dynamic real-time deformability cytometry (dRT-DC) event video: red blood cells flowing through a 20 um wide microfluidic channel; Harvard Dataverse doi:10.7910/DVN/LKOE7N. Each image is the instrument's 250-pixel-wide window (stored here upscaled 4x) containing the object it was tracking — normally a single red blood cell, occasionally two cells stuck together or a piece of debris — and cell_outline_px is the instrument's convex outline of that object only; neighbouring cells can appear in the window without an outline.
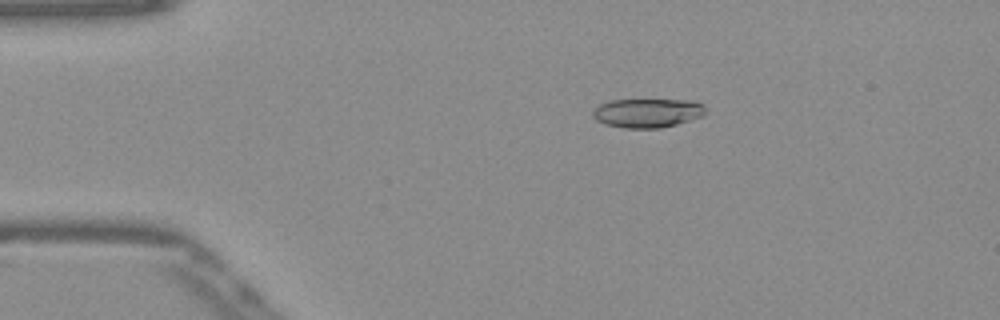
{"species": "Egyptian fruit bat (a non-hibernating species)", "species_latin": "Rousettus aegyptiacus", "temperature_condition": "warm", "stored_images_in_passage": 52, "camera_frame_rate_fps": 3000, "um_per_image_px": 0.085, "frame": {"image": 1, "passage_image": 10, "time_ms": 3.0, "image_size_px": [1000, 320], "cell_outline_px": [[708, 112], [704, 116], [676, 124], [660, 128], [624, 128], [608, 124], [596, 120], [592, 116], [592, 112], [600, 104], [608, 100], [692, 100], [704, 104]], "centroid_in_image_um": [55.09, 9.59], "position_along_channel_um": 29.9, "area_um2": 19.19}}
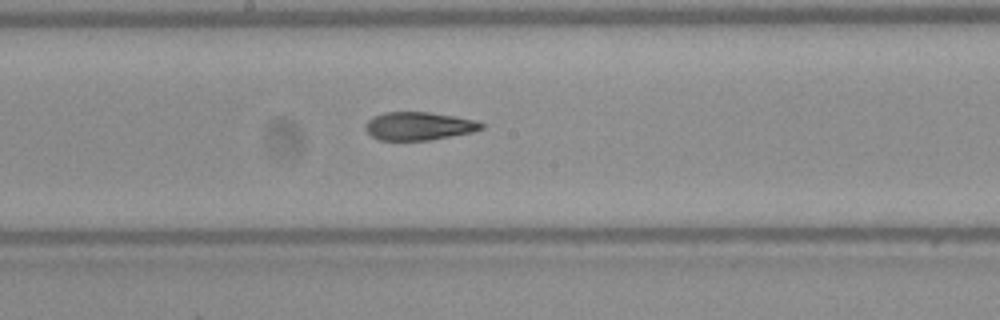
{"frame": {"image": 2, "passage_image": 28, "time_ms": 9.0, "image_size_px": [1000, 320], "cell_outline_px": [[484, 128], [472, 132], [432, 140], [380, 140], [372, 136], [364, 128], [364, 124], [372, 116], [384, 112], [428, 112], [452, 116], [472, 120], [484, 124]], "centroid_in_image_um": [35.55, 10.72], "position_along_channel_um": 212.6, "area_um2": 18.96}}
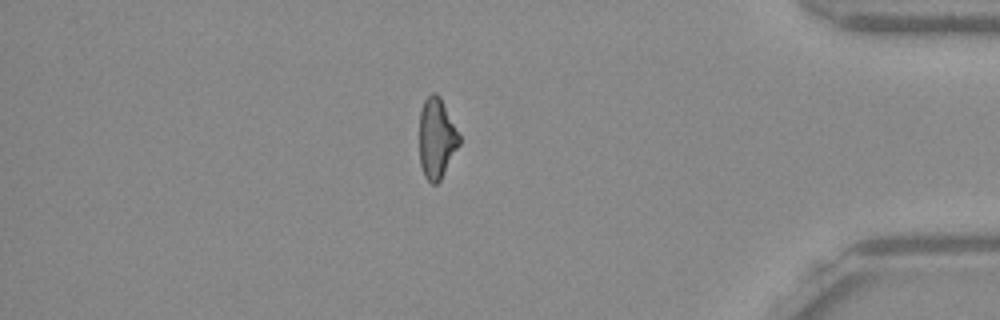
{"frame": {"image": 3, "passage_image": 45, "time_ms": 14.667, "image_size_px": [1000, 320], "cell_outline_px": [[460, 144], [440, 180], [436, 184], [432, 184], [424, 176], [420, 164], [420, 112], [424, 100], [432, 92], [436, 92], [440, 96], [460, 136]], "centroid_in_image_um": [37.11, 11.75], "position_along_channel_um": 398.1, "area_um2": 18.55}, "authors_computed_cell_mechanics": {"area_um2": 19.8543, "velocity_mm_per_s": 3.899, "shape_relaxation_time_tau1_ms": null, "shape_relaxation_time_tau2_ms": 2.6719, "deformation_change_tau1": null, "deformation_change_tau2": 0.1087}}